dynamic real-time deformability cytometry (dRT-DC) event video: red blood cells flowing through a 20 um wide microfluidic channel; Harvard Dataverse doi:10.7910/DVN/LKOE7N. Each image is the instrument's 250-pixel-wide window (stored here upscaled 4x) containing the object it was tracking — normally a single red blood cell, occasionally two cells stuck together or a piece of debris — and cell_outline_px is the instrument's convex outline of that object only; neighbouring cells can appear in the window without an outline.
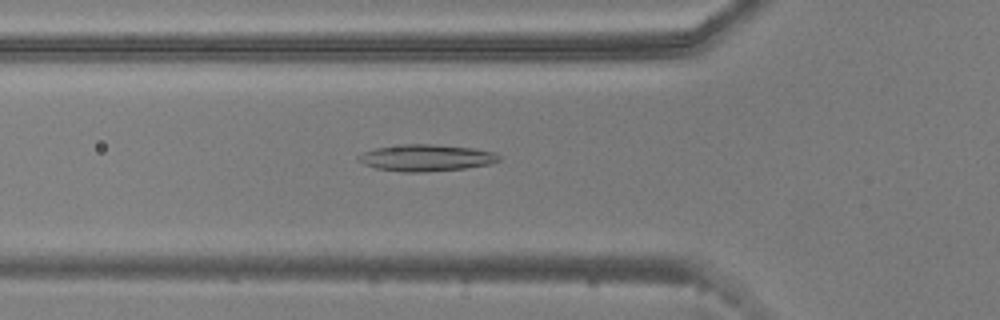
{"species": "common noctule bat (a hibernating species)", "species_latin": "Nyctalus noctula", "temperature_condition": "warm", "stored_images_in_passage": 52, "camera_frame_rate_fps": 3000, "um_per_image_px": 0.085, "animal": {"sex": "male", "body_mass_g": 20.5, "forearm_length_mm": 52.5}, "frame": {"image": 1, "passage_image": 17, "time_ms": 5.333, "image_size_px": [1000, 320], "cell_outline_px": [[500, 160], [488, 164], [464, 168], [424, 172], [400, 172], [376, 168], [364, 164], [356, 160], [356, 156], [364, 152], [376, 148], [404, 144], [432, 144], [472, 148], [496, 152], [500, 156]], "centroid_in_image_um": [36.2, 13.41], "position_along_channel_um": 89.6, "area_um2": 21.79}}
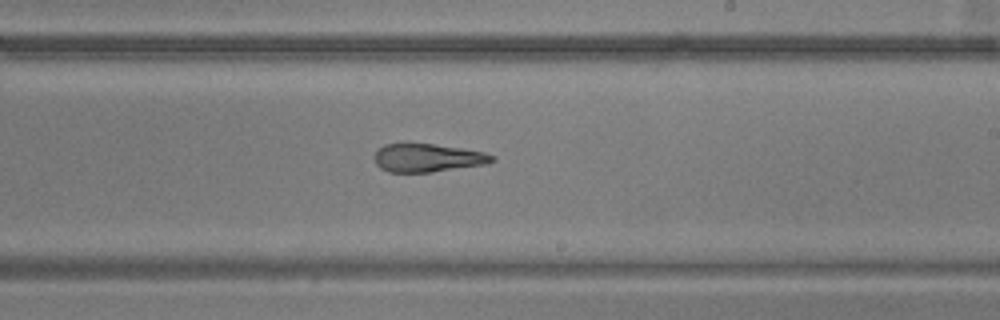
{"frame": {"image": 2, "passage_image": 30, "time_ms": 9.667, "image_size_px": [1000, 320], "cell_outline_px": [[496, 160], [488, 164], [432, 172], [388, 172], [380, 168], [376, 164], [376, 152], [384, 144], [432, 144], [460, 148], [484, 152], [496, 156]], "centroid_in_image_um": [36.4, 13.43], "position_along_channel_um": 252.6, "area_um2": 19.25}}
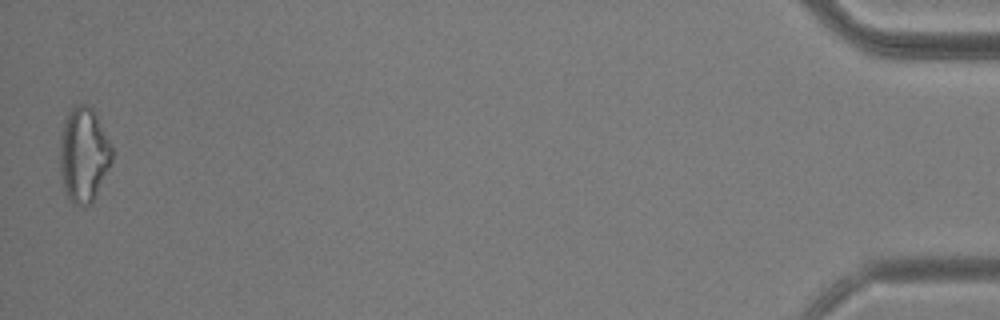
{"frame": {"image": 3, "passage_image": 52, "time_ms": 17.0, "image_size_px": [1000, 320], "cell_outline_px": [[112, 160], [92, 204], [84, 208], [72, 204], [68, 200], [60, 176], [60, 136], [64, 120], [68, 112], [76, 104], [88, 104], [92, 108], [112, 148]], "centroid_in_image_um": [7.08, 13.21], "position_along_channel_um": 428.1, "area_um2": 28.9}, "authors_computed_cell_mechanics": {"area_um2": 22.5131, "velocity_mm_per_s": 3.7465, "shape_relaxation_time_tau1_ms": null, "shape_relaxation_time_tau2_ms": 3.4388, "deformation_change_tau1": null, "deformation_change_tau2": 0.1381}}